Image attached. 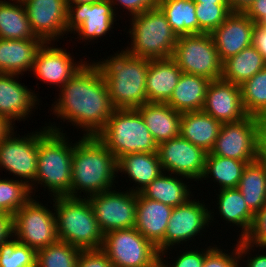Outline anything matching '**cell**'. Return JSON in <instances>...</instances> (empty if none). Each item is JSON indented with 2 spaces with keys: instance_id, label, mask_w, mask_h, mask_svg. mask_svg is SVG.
<instances>
[{
  "instance_id": "obj_1",
  "label": "cell",
  "mask_w": 266,
  "mask_h": 267,
  "mask_svg": "<svg viewBox=\"0 0 266 267\" xmlns=\"http://www.w3.org/2000/svg\"><path fill=\"white\" fill-rule=\"evenodd\" d=\"M54 115L84 128V136H97L115 111L105 80L93 64H84L61 88Z\"/></svg>"
},
{
  "instance_id": "obj_2",
  "label": "cell",
  "mask_w": 266,
  "mask_h": 267,
  "mask_svg": "<svg viewBox=\"0 0 266 267\" xmlns=\"http://www.w3.org/2000/svg\"><path fill=\"white\" fill-rule=\"evenodd\" d=\"M71 168L69 197L81 198L79 190L88 197L112 189L117 159L96 136H82L74 143Z\"/></svg>"
},
{
  "instance_id": "obj_3",
  "label": "cell",
  "mask_w": 266,
  "mask_h": 267,
  "mask_svg": "<svg viewBox=\"0 0 266 267\" xmlns=\"http://www.w3.org/2000/svg\"><path fill=\"white\" fill-rule=\"evenodd\" d=\"M93 64L105 80L115 109H137L147 103L146 77L149 59L122 50Z\"/></svg>"
},
{
  "instance_id": "obj_4",
  "label": "cell",
  "mask_w": 266,
  "mask_h": 267,
  "mask_svg": "<svg viewBox=\"0 0 266 267\" xmlns=\"http://www.w3.org/2000/svg\"><path fill=\"white\" fill-rule=\"evenodd\" d=\"M61 128L49 126L38 132L37 171L34 182L44 184L54 197H69L74 145ZM40 182V183H39Z\"/></svg>"
},
{
  "instance_id": "obj_5",
  "label": "cell",
  "mask_w": 266,
  "mask_h": 267,
  "mask_svg": "<svg viewBox=\"0 0 266 267\" xmlns=\"http://www.w3.org/2000/svg\"><path fill=\"white\" fill-rule=\"evenodd\" d=\"M56 231L60 241L81 250L101 249L104 233L88 198L54 197Z\"/></svg>"
},
{
  "instance_id": "obj_6",
  "label": "cell",
  "mask_w": 266,
  "mask_h": 267,
  "mask_svg": "<svg viewBox=\"0 0 266 267\" xmlns=\"http://www.w3.org/2000/svg\"><path fill=\"white\" fill-rule=\"evenodd\" d=\"M115 156L157 152V143L137 109H115L96 136Z\"/></svg>"
},
{
  "instance_id": "obj_7",
  "label": "cell",
  "mask_w": 266,
  "mask_h": 267,
  "mask_svg": "<svg viewBox=\"0 0 266 267\" xmlns=\"http://www.w3.org/2000/svg\"><path fill=\"white\" fill-rule=\"evenodd\" d=\"M131 21L132 44L126 48L128 52L149 60L172 57L178 37L158 7L132 16Z\"/></svg>"
},
{
  "instance_id": "obj_8",
  "label": "cell",
  "mask_w": 266,
  "mask_h": 267,
  "mask_svg": "<svg viewBox=\"0 0 266 267\" xmlns=\"http://www.w3.org/2000/svg\"><path fill=\"white\" fill-rule=\"evenodd\" d=\"M183 73L217 80L222 77V62L211 34L180 36L171 57Z\"/></svg>"
},
{
  "instance_id": "obj_9",
  "label": "cell",
  "mask_w": 266,
  "mask_h": 267,
  "mask_svg": "<svg viewBox=\"0 0 266 267\" xmlns=\"http://www.w3.org/2000/svg\"><path fill=\"white\" fill-rule=\"evenodd\" d=\"M14 237L35 251L57 242L55 213L32 197L13 215Z\"/></svg>"
},
{
  "instance_id": "obj_10",
  "label": "cell",
  "mask_w": 266,
  "mask_h": 267,
  "mask_svg": "<svg viewBox=\"0 0 266 267\" xmlns=\"http://www.w3.org/2000/svg\"><path fill=\"white\" fill-rule=\"evenodd\" d=\"M260 118L247 116L243 120L221 124L211 154L240 161L258 159Z\"/></svg>"
},
{
  "instance_id": "obj_11",
  "label": "cell",
  "mask_w": 266,
  "mask_h": 267,
  "mask_svg": "<svg viewBox=\"0 0 266 267\" xmlns=\"http://www.w3.org/2000/svg\"><path fill=\"white\" fill-rule=\"evenodd\" d=\"M101 250L114 267H143L159 254L157 247L135 227L104 234Z\"/></svg>"
},
{
  "instance_id": "obj_12",
  "label": "cell",
  "mask_w": 266,
  "mask_h": 267,
  "mask_svg": "<svg viewBox=\"0 0 266 267\" xmlns=\"http://www.w3.org/2000/svg\"><path fill=\"white\" fill-rule=\"evenodd\" d=\"M104 234L116 229L135 227L137 193L108 190L87 197Z\"/></svg>"
},
{
  "instance_id": "obj_13",
  "label": "cell",
  "mask_w": 266,
  "mask_h": 267,
  "mask_svg": "<svg viewBox=\"0 0 266 267\" xmlns=\"http://www.w3.org/2000/svg\"><path fill=\"white\" fill-rule=\"evenodd\" d=\"M14 134L13 129L0 141V167L13 173V176L20 177V181L25 182L33 193L37 171L38 131L22 138Z\"/></svg>"
},
{
  "instance_id": "obj_14",
  "label": "cell",
  "mask_w": 266,
  "mask_h": 267,
  "mask_svg": "<svg viewBox=\"0 0 266 267\" xmlns=\"http://www.w3.org/2000/svg\"><path fill=\"white\" fill-rule=\"evenodd\" d=\"M157 153L163 172L201 181L207 152L181 135L158 144Z\"/></svg>"
},
{
  "instance_id": "obj_15",
  "label": "cell",
  "mask_w": 266,
  "mask_h": 267,
  "mask_svg": "<svg viewBox=\"0 0 266 267\" xmlns=\"http://www.w3.org/2000/svg\"><path fill=\"white\" fill-rule=\"evenodd\" d=\"M67 6V33H78L79 40L91 41V39L105 36L116 21L114 20L117 17L116 9L110 0Z\"/></svg>"
},
{
  "instance_id": "obj_16",
  "label": "cell",
  "mask_w": 266,
  "mask_h": 267,
  "mask_svg": "<svg viewBox=\"0 0 266 267\" xmlns=\"http://www.w3.org/2000/svg\"><path fill=\"white\" fill-rule=\"evenodd\" d=\"M211 214V210L196 199H189L185 204L174 207L164 235V251L161 254L165 256L164 252L170 250L168 247L186 243L201 233L205 226L209 227V222L213 221Z\"/></svg>"
},
{
  "instance_id": "obj_17",
  "label": "cell",
  "mask_w": 266,
  "mask_h": 267,
  "mask_svg": "<svg viewBox=\"0 0 266 267\" xmlns=\"http://www.w3.org/2000/svg\"><path fill=\"white\" fill-rule=\"evenodd\" d=\"M32 32L44 42L66 34L67 0H21Z\"/></svg>"
},
{
  "instance_id": "obj_18",
  "label": "cell",
  "mask_w": 266,
  "mask_h": 267,
  "mask_svg": "<svg viewBox=\"0 0 266 267\" xmlns=\"http://www.w3.org/2000/svg\"><path fill=\"white\" fill-rule=\"evenodd\" d=\"M203 111L221 124L238 122L248 116L242 104L241 87L222 78L209 83Z\"/></svg>"
},
{
  "instance_id": "obj_19",
  "label": "cell",
  "mask_w": 266,
  "mask_h": 267,
  "mask_svg": "<svg viewBox=\"0 0 266 267\" xmlns=\"http://www.w3.org/2000/svg\"><path fill=\"white\" fill-rule=\"evenodd\" d=\"M79 62L74 63L71 54L63 48L51 47V42H44L37 51L32 70L40 81L60 88L86 63Z\"/></svg>"
},
{
  "instance_id": "obj_20",
  "label": "cell",
  "mask_w": 266,
  "mask_h": 267,
  "mask_svg": "<svg viewBox=\"0 0 266 267\" xmlns=\"http://www.w3.org/2000/svg\"><path fill=\"white\" fill-rule=\"evenodd\" d=\"M255 23L241 12H232L211 36L223 63L252 45Z\"/></svg>"
},
{
  "instance_id": "obj_21",
  "label": "cell",
  "mask_w": 266,
  "mask_h": 267,
  "mask_svg": "<svg viewBox=\"0 0 266 267\" xmlns=\"http://www.w3.org/2000/svg\"><path fill=\"white\" fill-rule=\"evenodd\" d=\"M173 207L137 193L135 228L149 240L159 253L164 251V235Z\"/></svg>"
},
{
  "instance_id": "obj_22",
  "label": "cell",
  "mask_w": 266,
  "mask_h": 267,
  "mask_svg": "<svg viewBox=\"0 0 266 267\" xmlns=\"http://www.w3.org/2000/svg\"><path fill=\"white\" fill-rule=\"evenodd\" d=\"M16 77L19 76L0 74V115L12 124L15 120L26 119L35 105L39 104L36 94L16 81Z\"/></svg>"
},
{
  "instance_id": "obj_23",
  "label": "cell",
  "mask_w": 266,
  "mask_h": 267,
  "mask_svg": "<svg viewBox=\"0 0 266 267\" xmlns=\"http://www.w3.org/2000/svg\"><path fill=\"white\" fill-rule=\"evenodd\" d=\"M182 73L171 57L149 60L146 77L147 102L166 103Z\"/></svg>"
},
{
  "instance_id": "obj_24",
  "label": "cell",
  "mask_w": 266,
  "mask_h": 267,
  "mask_svg": "<svg viewBox=\"0 0 266 267\" xmlns=\"http://www.w3.org/2000/svg\"><path fill=\"white\" fill-rule=\"evenodd\" d=\"M43 43L42 39L0 38V74L20 75L32 71L35 56Z\"/></svg>"
},
{
  "instance_id": "obj_25",
  "label": "cell",
  "mask_w": 266,
  "mask_h": 267,
  "mask_svg": "<svg viewBox=\"0 0 266 267\" xmlns=\"http://www.w3.org/2000/svg\"><path fill=\"white\" fill-rule=\"evenodd\" d=\"M137 110L157 145L180 135L182 113L167 103L147 102Z\"/></svg>"
},
{
  "instance_id": "obj_26",
  "label": "cell",
  "mask_w": 266,
  "mask_h": 267,
  "mask_svg": "<svg viewBox=\"0 0 266 267\" xmlns=\"http://www.w3.org/2000/svg\"><path fill=\"white\" fill-rule=\"evenodd\" d=\"M220 128L221 123L203 110L181 115L180 135L207 153L212 150Z\"/></svg>"
},
{
  "instance_id": "obj_27",
  "label": "cell",
  "mask_w": 266,
  "mask_h": 267,
  "mask_svg": "<svg viewBox=\"0 0 266 267\" xmlns=\"http://www.w3.org/2000/svg\"><path fill=\"white\" fill-rule=\"evenodd\" d=\"M128 175L138 186L132 188L134 193H140L162 172L157 152L133 153L123 155L117 159V173ZM140 186V187H139Z\"/></svg>"
},
{
  "instance_id": "obj_28",
  "label": "cell",
  "mask_w": 266,
  "mask_h": 267,
  "mask_svg": "<svg viewBox=\"0 0 266 267\" xmlns=\"http://www.w3.org/2000/svg\"><path fill=\"white\" fill-rule=\"evenodd\" d=\"M210 82L211 80L202 76L182 73L172 96L166 103L180 113L201 111Z\"/></svg>"
},
{
  "instance_id": "obj_29",
  "label": "cell",
  "mask_w": 266,
  "mask_h": 267,
  "mask_svg": "<svg viewBox=\"0 0 266 267\" xmlns=\"http://www.w3.org/2000/svg\"><path fill=\"white\" fill-rule=\"evenodd\" d=\"M11 1L14 2L0 0V38L8 40L41 39L32 32L22 1Z\"/></svg>"
},
{
  "instance_id": "obj_30",
  "label": "cell",
  "mask_w": 266,
  "mask_h": 267,
  "mask_svg": "<svg viewBox=\"0 0 266 267\" xmlns=\"http://www.w3.org/2000/svg\"><path fill=\"white\" fill-rule=\"evenodd\" d=\"M265 67L264 57L251 45L223 62L221 78L241 86Z\"/></svg>"
},
{
  "instance_id": "obj_31",
  "label": "cell",
  "mask_w": 266,
  "mask_h": 267,
  "mask_svg": "<svg viewBox=\"0 0 266 267\" xmlns=\"http://www.w3.org/2000/svg\"><path fill=\"white\" fill-rule=\"evenodd\" d=\"M217 196L219 214L233 226L241 227L239 238L244 239L252 226L254 213L248 208L241 192L238 188L221 189Z\"/></svg>"
},
{
  "instance_id": "obj_32",
  "label": "cell",
  "mask_w": 266,
  "mask_h": 267,
  "mask_svg": "<svg viewBox=\"0 0 266 267\" xmlns=\"http://www.w3.org/2000/svg\"><path fill=\"white\" fill-rule=\"evenodd\" d=\"M162 172L155 178L145 189L140 193L151 200L159 201L165 205L176 207L185 204L190 197V189L179 178L172 176V173L167 175Z\"/></svg>"
},
{
  "instance_id": "obj_33",
  "label": "cell",
  "mask_w": 266,
  "mask_h": 267,
  "mask_svg": "<svg viewBox=\"0 0 266 267\" xmlns=\"http://www.w3.org/2000/svg\"><path fill=\"white\" fill-rule=\"evenodd\" d=\"M157 7L165 15L177 37L199 34L194 0H159Z\"/></svg>"
},
{
  "instance_id": "obj_34",
  "label": "cell",
  "mask_w": 266,
  "mask_h": 267,
  "mask_svg": "<svg viewBox=\"0 0 266 267\" xmlns=\"http://www.w3.org/2000/svg\"><path fill=\"white\" fill-rule=\"evenodd\" d=\"M248 208L255 214L264 207L266 196V168L257 159L248 163L238 184Z\"/></svg>"
},
{
  "instance_id": "obj_35",
  "label": "cell",
  "mask_w": 266,
  "mask_h": 267,
  "mask_svg": "<svg viewBox=\"0 0 266 267\" xmlns=\"http://www.w3.org/2000/svg\"><path fill=\"white\" fill-rule=\"evenodd\" d=\"M253 161H240L207 153L202 178L212 176L220 189L237 188L244 167Z\"/></svg>"
},
{
  "instance_id": "obj_36",
  "label": "cell",
  "mask_w": 266,
  "mask_h": 267,
  "mask_svg": "<svg viewBox=\"0 0 266 267\" xmlns=\"http://www.w3.org/2000/svg\"><path fill=\"white\" fill-rule=\"evenodd\" d=\"M242 104L249 116H266V67L241 86Z\"/></svg>"
},
{
  "instance_id": "obj_37",
  "label": "cell",
  "mask_w": 266,
  "mask_h": 267,
  "mask_svg": "<svg viewBox=\"0 0 266 267\" xmlns=\"http://www.w3.org/2000/svg\"><path fill=\"white\" fill-rule=\"evenodd\" d=\"M81 249L67 242H57L36 251V267H76Z\"/></svg>"
},
{
  "instance_id": "obj_38",
  "label": "cell",
  "mask_w": 266,
  "mask_h": 267,
  "mask_svg": "<svg viewBox=\"0 0 266 267\" xmlns=\"http://www.w3.org/2000/svg\"><path fill=\"white\" fill-rule=\"evenodd\" d=\"M30 187L19 179H0V211L14 215L30 198Z\"/></svg>"
},
{
  "instance_id": "obj_39",
  "label": "cell",
  "mask_w": 266,
  "mask_h": 267,
  "mask_svg": "<svg viewBox=\"0 0 266 267\" xmlns=\"http://www.w3.org/2000/svg\"><path fill=\"white\" fill-rule=\"evenodd\" d=\"M0 267H36V251L12 237L0 244Z\"/></svg>"
},
{
  "instance_id": "obj_40",
  "label": "cell",
  "mask_w": 266,
  "mask_h": 267,
  "mask_svg": "<svg viewBox=\"0 0 266 267\" xmlns=\"http://www.w3.org/2000/svg\"><path fill=\"white\" fill-rule=\"evenodd\" d=\"M199 34H211L232 13L229 4L195 3Z\"/></svg>"
},
{
  "instance_id": "obj_41",
  "label": "cell",
  "mask_w": 266,
  "mask_h": 267,
  "mask_svg": "<svg viewBox=\"0 0 266 267\" xmlns=\"http://www.w3.org/2000/svg\"><path fill=\"white\" fill-rule=\"evenodd\" d=\"M218 248L216 245L215 247H210L205 254L203 267H239L241 265L239 261L248 254L250 249L252 250L253 246L243 239H238L236 248L234 247L230 255Z\"/></svg>"
},
{
  "instance_id": "obj_42",
  "label": "cell",
  "mask_w": 266,
  "mask_h": 267,
  "mask_svg": "<svg viewBox=\"0 0 266 267\" xmlns=\"http://www.w3.org/2000/svg\"><path fill=\"white\" fill-rule=\"evenodd\" d=\"M243 240L253 247L266 248V206L254 214L252 226Z\"/></svg>"
},
{
  "instance_id": "obj_43",
  "label": "cell",
  "mask_w": 266,
  "mask_h": 267,
  "mask_svg": "<svg viewBox=\"0 0 266 267\" xmlns=\"http://www.w3.org/2000/svg\"><path fill=\"white\" fill-rule=\"evenodd\" d=\"M76 267H114L101 250H81Z\"/></svg>"
},
{
  "instance_id": "obj_44",
  "label": "cell",
  "mask_w": 266,
  "mask_h": 267,
  "mask_svg": "<svg viewBox=\"0 0 266 267\" xmlns=\"http://www.w3.org/2000/svg\"><path fill=\"white\" fill-rule=\"evenodd\" d=\"M208 247L209 248L203 251L191 249L190 251L183 252L181 256L176 259V263L170 264V267H203L205 254L210 249V246Z\"/></svg>"
},
{
  "instance_id": "obj_45",
  "label": "cell",
  "mask_w": 266,
  "mask_h": 267,
  "mask_svg": "<svg viewBox=\"0 0 266 267\" xmlns=\"http://www.w3.org/2000/svg\"><path fill=\"white\" fill-rule=\"evenodd\" d=\"M159 0H110L112 6L115 4L122 5L123 8L127 9L131 16L138 15L146 10L156 8Z\"/></svg>"
},
{
  "instance_id": "obj_46",
  "label": "cell",
  "mask_w": 266,
  "mask_h": 267,
  "mask_svg": "<svg viewBox=\"0 0 266 267\" xmlns=\"http://www.w3.org/2000/svg\"><path fill=\"white\" fill-rule=\"evenodd\" d=\"M244 13L255 24L266 26V0H255Z\"/></svg>"
},
{
  "instance_id": "obj_47",
  "label": "cell",
  "mask_w": 266,
  "mask_h": 267,
  "mask_svg": "<svg viewBox=\"0 0 266 267\" xmlns=\"http://www.w3.org/2000/svg\"><path fill=\"white\" fill-rule=\"evenodd\" d=\"M252 45L259 51L266 61V26L256 24L253 31Z\"/></svg>"
},
{
  "instance_id": "obj_48",
  "label": "cell",
  "mask_w": 266,
  "mask_h": 267,
  "mask_svg": "<svg viewBox=\"0 0 266 267\" xmlns=\"http://www.w3.org/2000/svg\"><path fill=\"white\" fill-rule=\"evenodd\" d=\"M11 237H14L13 216L2 213L0 214V244L10 240Z\"/></svg>"
},
{
  "instance_id": "obj_49",
  "label": "cell",
  "mask_w": 266,
  "mask_h": 267,
  "mask_svg": "<svg viewBox=\"0 0 266 267\" xmlns=\"http://www.w3.org/2000/svg\"><path fill=\"white\" fill-rule=\"evenodd\" d=\"M231 12L244 13L255 0H227Z\"/></svg>"
},
{
  "instance_id": "obj_50",
  "label": "cell",
  "mask_w": 266,
  "mask_h": 267,
  "mask_svg": "<svg viewBox=\"0 0 266 267\" xmlns=\"http://www.w3.org/2000/svg\"><path fill=\"white\" fill-rule=\"evenodd\" d=\"M12 123H10L4 116L0 115V141L3 140L12 130Z\"/></svg>"
},
{
  "instance_id": "obj_51",
  "label": "cell",
  "mask_w": 266,
  "mask_h": 267,
  "mask_svg": "<svg viewBox=\"0 0 266 267\" xmlns=\"http://www.w3.org/2000/svg\"><path fill=\"white\" fill-rule=\"evenodd\" d=\"M247 259L248 260H246V267H266V253L265 255L263 253L262 255L258 254V256H253L250 259L248 257Z\"/></svg>"
},
{
  "instance_id": "obj_52",
  "label": "cell",
  "mask_w": 266,
  "mask_h": 267,
  "mask_svg": "<svg viewBox=\"0 0 266 267\" xmlns=\"http://www.w3.org/2000/svg\"><path fill=\"white\" fill-rule=\"evenodd\" d=\"M259 149H266V116L260 118Z\"/></svg>"
},
{
  "instance_id": "obj_53",
  "label": "cell",
  "mask_w": 266,
  "mask_h": 267,
  "mask_svg": "<svg viewBox=\"0 0 266 267\" xmlns=\"http://www.w3.org/2000/svg\"><path fill=\"white\" fill-rule=\"evenodd\" d=\"M163 255L161 253L157 254L148 264L143 267H170L167 264H164Z\"/></svg>"
},
{
  "instance_id": "obj_54",
  "label": "cell",
  "mask_w": 266,
  "mask_h": 267,
  "mask_svg": "<svg viewBox=\"0 0 266 267\" xmlns=\"http://www.w3.org/2000/svg\"><path fill=\"white\" fill-rule=\"evenodd\" d=\"M99 0H67V5H78V4H86V3H94Z\"/></svg>"
},
{
  "instance_id": "obj_55",
  "label": "cell",
  "mask_w": 266,
  "mask_h": 267,
  "mask_svg": "<svg viewBox=\"0 0 266 267\" xmlns=\"http://www.w3.org/2000/svg\"><path fill=\"white\" fill-rule=\"evenodd\" d=\"M194 3L229 4L227 0H194Z\"/></svg>"
},
{
  "instance_id": "obj_56",
  "label": "cell",
  "mask_w": 266,
  "mask_h": 267,
  "mask_svg": "<svg viewBox=\"0 0 266 267\" xmlns=\"http://www.w3.org/2000/svg\"><path fill=\"white\" fill-rule=\"evenodd\" d=\"M258 160L265 166L266 168V149H258Z\"/></svg>"
}]
</instances>
